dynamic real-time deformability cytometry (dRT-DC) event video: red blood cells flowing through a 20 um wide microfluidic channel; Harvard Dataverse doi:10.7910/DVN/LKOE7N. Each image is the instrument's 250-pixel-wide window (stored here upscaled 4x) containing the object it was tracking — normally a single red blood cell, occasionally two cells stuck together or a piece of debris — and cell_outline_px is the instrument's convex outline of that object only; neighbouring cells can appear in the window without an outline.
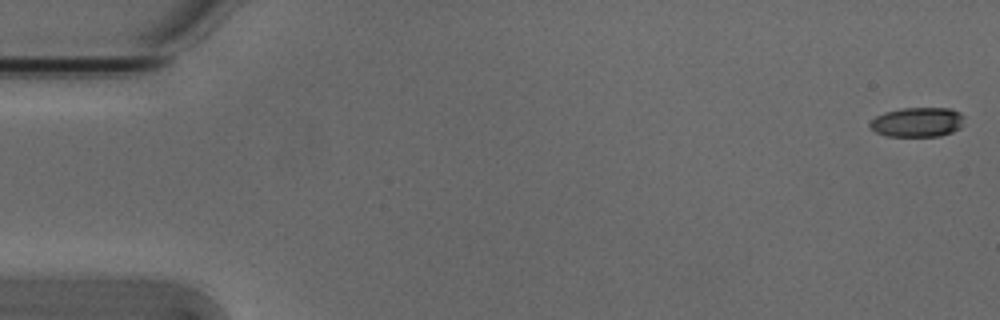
{"species": "Egyptian fruit bat (a non-hibernating species)", "species_latin": "Rousettus aegyptiacus", "temperature_condition": "cold", "stored_images_in_passage": 6, "camera_frame_rate_fps": 3000, "um_per_image_px": 0.085, "animal": {"sex": "male"}, "frame": {"image": 1, "passage_image": 1, "time_ms": 0.0, "image_size_px": [1000, 320], "cell_outline_px": [[964, 116], [960, 128], [952, 132], [940, 136], [888, 136], [876, 132], [868, 124], [876, 116], [884, 112], [904, 108], [952, 108], [960, 112]], "centroid_in_image_um": [78.0, 10.37], "position_along_channel_um": 7.0, "area_um2": 16.24}}
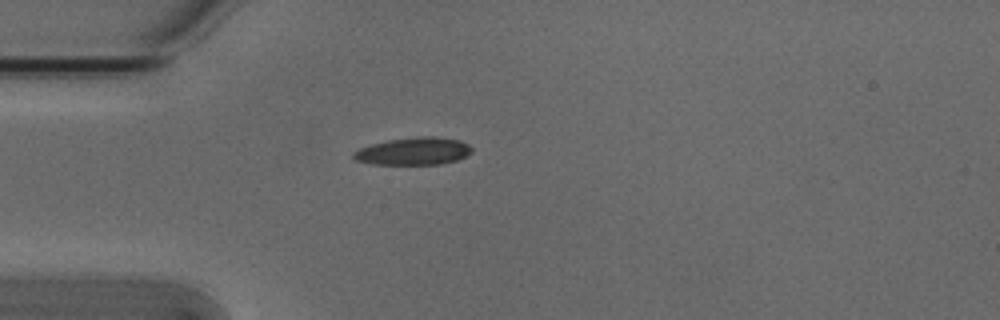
{"frame": {"image": 2, "passage_image": 5, "time_ms": 1.333, "image_size_px": [1000, 320], "cell_outline_px": [[472, 152], [456, 160], [440, 164], [372, 164], [352, 160], [352, 152], [360, 148], [372, 144], [388, 140], [416, 136], [432, 136], [460, 140], [468, 144], [472, 148]], "centroid_in_image_um": [35.11, 12.85], "position_along_channel_um": 49.9, "area_um2": 19.02}}